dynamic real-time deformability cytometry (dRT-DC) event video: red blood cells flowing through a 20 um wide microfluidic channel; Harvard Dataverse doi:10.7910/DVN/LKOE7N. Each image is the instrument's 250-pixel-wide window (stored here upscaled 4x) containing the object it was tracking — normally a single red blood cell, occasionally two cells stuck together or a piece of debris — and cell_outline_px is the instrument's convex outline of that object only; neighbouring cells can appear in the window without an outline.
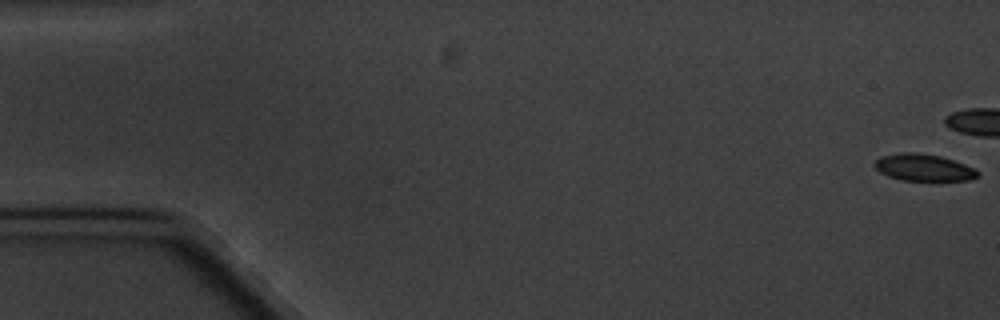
{"species": "common noctule bat (a hibernating species)", "species_latin": "Nyctalus noctula", "temperature_condition": "cold", "stored_images_in_passage": 5, "camera_frame_rate_fps": 3000, "um_per_image_px": 0.085, "animal": {"sex": "male", "body_mass_g": 20.1, "forearm_length_mm": 53.5}, "frame": {"image": 1, "passage_image": 1, "time_ms": 0.0, "image_size_px": [1000, 320], "cell_outline_px": [[980, 176], [972, 180], [900, 180], [888, 176], [880, 172], [872, 164], [876, 160], [884, 156], [900, 152], [920, 152], [940, 156], [976, 168], [980, 172]], "centroid_in_image_um": [78.54, 14.24], "position_along_channel_um": 6.5, "area_um2": 16.24}}